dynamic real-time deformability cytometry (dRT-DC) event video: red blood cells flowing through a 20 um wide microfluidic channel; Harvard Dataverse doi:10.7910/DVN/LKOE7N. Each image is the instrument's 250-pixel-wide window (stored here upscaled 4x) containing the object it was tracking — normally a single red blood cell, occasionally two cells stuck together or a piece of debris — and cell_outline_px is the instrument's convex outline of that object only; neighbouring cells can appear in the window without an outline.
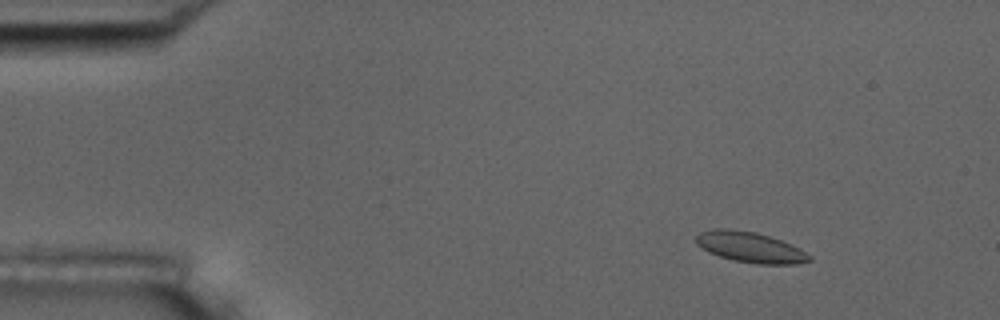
{"species": "common noctule bat (a hibernating species)", "species_latin": "Nyctalus noctula", "temperature_condition": "room temperature", "stored_images_in_passage": 21, "camera_frame_rate_fps": 3000, "um_per_image_px": 0.085, "animal": {"sex": "male", "body_mass_g": 17.5, "forearm_length_mm": 52.3}, "frame": {"image": 1, "passage_image": 8, "time_ms": 2.333, "image_size_px": [1000, 320], "cell_outline_px": [[812, 260], [796, 264], [756, 264], [736, 260], [720, 256], [708, 252], [696, 244], [696, 236], [700, 232], [712, 228], [728, 228], [756, 232], [780, 240], [800, 248], [812, 256]], "centroid_in_image_um": [63.76, 21.0], "position_along_channel_um": 21.2, "area_um2": 20.17}}
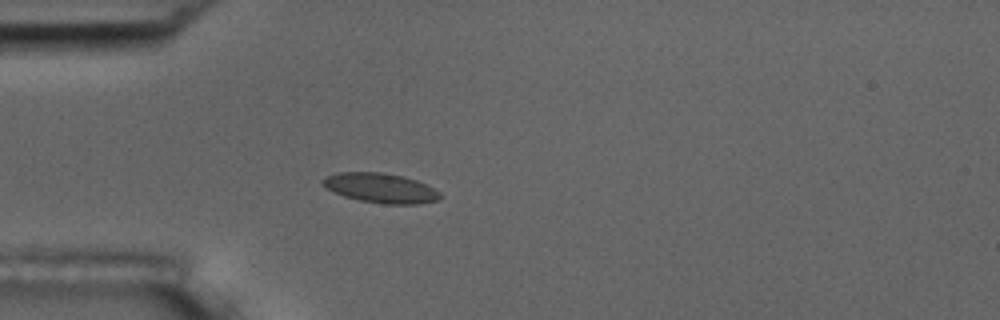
{"frame": {"image": 2, "passage_image": 17, "time_ms": 5.333, "image_size_px": [1000, 320], "cell_outline_px": [[444, 196], [436, 200], [420, 204], [384, 204], [360, 200], [344, 196], [320, 184], [320, 180], [324, 176], [336, 172], [380, 172], [404, 176], [416, 180], [440, 192]], "centroid_in_image_um": [32.33, 15.97], "position_along_channel_um": 52.7, "area_um2": 20.35}}